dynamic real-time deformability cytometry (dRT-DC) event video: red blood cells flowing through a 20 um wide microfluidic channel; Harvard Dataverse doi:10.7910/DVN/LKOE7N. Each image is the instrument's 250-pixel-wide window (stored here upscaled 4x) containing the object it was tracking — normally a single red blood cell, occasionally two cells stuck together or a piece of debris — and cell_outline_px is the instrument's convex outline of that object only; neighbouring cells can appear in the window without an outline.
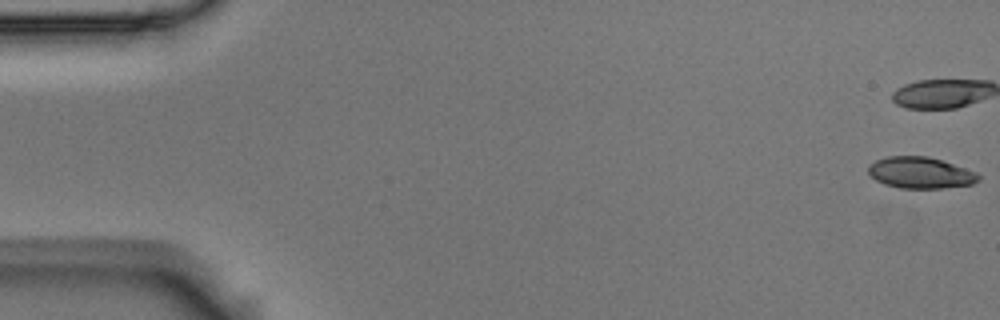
{"species": "Egyptian fruit bat (a non-hibernating species)", "species_latin": "Rousettus aegyptiacus", "temperature_condition": "room temperature", "stored_images_in_passage": 57, "camera_frame_rate_fps": 3000, "um_per_image_px": 0.085, "animal": {"sex": "male"}, "frame": {"image": 1, "passage_image": 1, "time_ms": 0.0, "image_size_px": [1000, 320], "cell_outline_px": [[980, 180], [972, 184], [944, 188], [900, 188], [884, 184], [876, 180], [868, 172], [868, 168], [876, 160], [888, 156], [928, 156], [976, 172], [980, 176]], "centroid_in_image_um": [78.24, 14.69], "position_along_channel_um": 6.8, "area_um2": 19.94}, "authors_computed_cell_mechanics": {"area_um2": 21.8484, "velocity_mm_per_s": 3.5576, "shape_relaxation_time_tau1_ms": 1.3161, "shape_relaxation_time_tau2_ms": 1.7888, "deformation_change_tau1": 0.2715, "deformation_change_tau2": 0.0921}}